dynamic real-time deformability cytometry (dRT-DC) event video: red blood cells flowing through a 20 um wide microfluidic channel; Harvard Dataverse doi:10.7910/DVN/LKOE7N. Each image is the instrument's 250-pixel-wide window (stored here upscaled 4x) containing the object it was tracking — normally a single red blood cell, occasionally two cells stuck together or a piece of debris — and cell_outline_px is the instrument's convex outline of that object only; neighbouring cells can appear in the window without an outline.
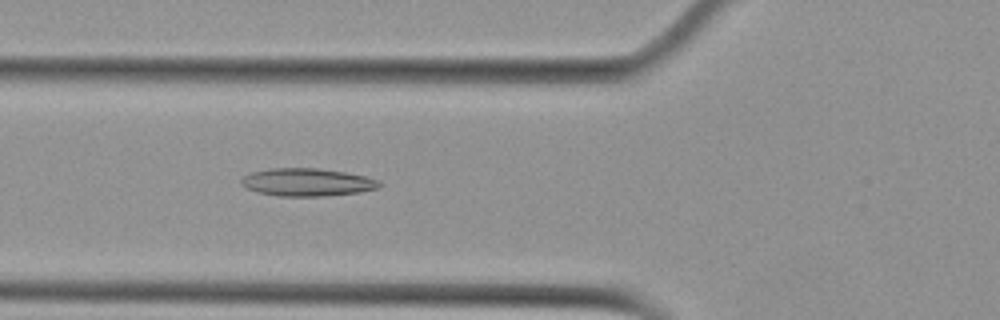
{"species": "Egyptian fruit bat (a non-hibernating species)", "species_latin": "Rousettus aegyptiacus", "temperature_condition": "cold", "stored_images_in_passage": 49, "camera_frame_rate_fps": 3000, "um_per_image_px": 0.085, "animal": {"sex": "female"}, "frame": {"image": 1, "passage_image": 15, "time_ms": 4.667, "image_size_px": [1000, 320], "cell_outline_px": [[384, 184], [380, 188], [360, 192], [324, 196], [276, 196], [256, 192], [240, 184], [240, 180], [244, 176], [252, 172], [272, 168], [316, 168], [344, 172], [364, 176], [380, 180]], "centroid_in_image_um": [26.13, 15.49], "position_along_channel_um": 99.7, "area_um2": 22.48}}
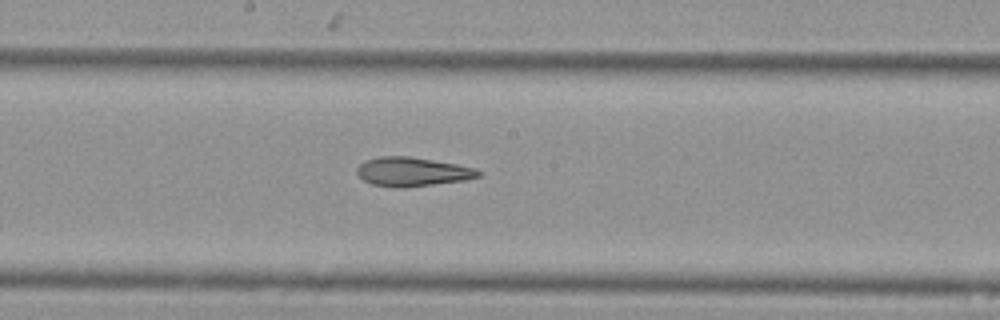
{"frame": {"image": 2, "passage_image": 24, "time_ms": 7.667, "image_size_px": [1000, 320], "cell_outline_px": [[480, 176], [464, 180], [404, 188], [396, 188], [372, 184], [364, 180], [356, 172], [356, 168], [364, 160], [380, 156], [412, 156], [456, 164], [476, 168], [480, 172]], "centroid_in_image_um": [35.02, 14.59], "position_along_channel_um": 213.2, "area_um2": 20.58}}
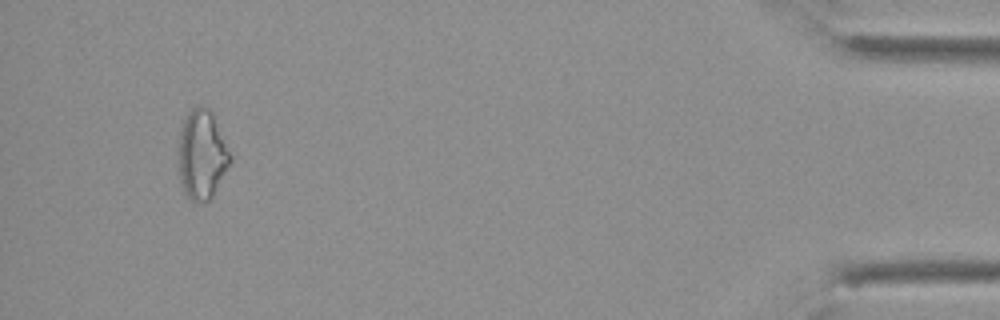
{"frame": {"image": 3, "passage_image": 46, "time_ms": 15.0, "image_size_px": [1000, 320], "cell_outline_px": [[232, 160], [212, 196], [208, 200], [192, 200], [184, 192], [180, 184], [180, 124], [184, 116], [192, 108], [200, 104], [204, 104], [212, 112], [232, 156]], "centroid_in_image_um": [17.17, 13.07], "position_along_channel_um": 418.0, "area_um2": 26.65}, "authors_computed_cell_mechanics": {"area_um2": 22.4842, "velocity_mm_per_s": 3.7734, "shape_relaxation_time_tau1_ms": null, "shape_relaxation_time_tau2_ms": 6.1562, "deformation_change_tau1": null, "deformation_change_tau2": 0.1704}}